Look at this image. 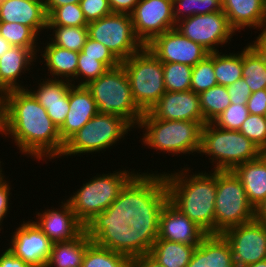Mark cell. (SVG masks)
<instances>
[{"label": "cell", "instance_id": "1", "mask_svg": "<svg viewBox=\"0 0 266 267\" xmlns=\"http://www.w3.org/2000/svg\"><path fill=\"white\" fill-rule=\"evenodd\" d=\"M3 115L5 138L11 136L22 154L38 160L61 158L65 143L59 128L28 88L4 93Z\"/></svg>", "mask_w": 266, "mask_h": 267}, {"label": "cell", "instance_id": "2", "mask_svg": "<svg viewBox=\"0 0 266 267\" xmlns=\"http://www.w3.org/2000/svg\"><path fill=\"white\" fill-rule=\"evenodd\" d=\"M189 169L184 167L171 174L163 172L169 202L207 234H214L216 171L189 175Z\"/></svg>", "mask_w": 266, "mask_h": 267}, {"label": "cell", "instance_id": "3", "mask_svg": "<svg viewBox=\"0 0 266 267\" xmlns=\"http://www.w3.org/2000/svg\"><path fill=\"white\" fill-rule=\"evenodd\" d=\"M137 173L103 212L120 216L129 224L134 216L160 215L169 201L164 173Z\"/></svg>", "mask_w": 266, "mask_h": 267}, {"label": "cell", "instance_id": "4", "mask_svg": "<svg viewBox=\"0 0 266 267\" xmlns=\"http://www.w3.org/2000/svg\"><path fill=\"white\" fill-rule=\"evenodd\" d=\"M202 122L183 120H159L145 112L136 127L144 128L142 142L164 153H200Z\"/></svg>", "mask_w": 266, "mask_h": 267}, {"label": "cell", "instance_id": "5", "mask_svg": "<svg viewBox=\"0 0 266 267\" xmlns=\"http://www.w3.org/2000/svg\"><path fill=\"white\" fill-rule=\"evenodd\" d=\"M211 157L215 171H233L242 163L258 158L263 152L238 130H226L213 122L202 127L200 154Z\"/></svg>", "mask_w": 266, "mask_h": 267}, {"label": "cell", "instance_id": "6", "mask_svg": "<svg viewBox=\"0 0 266 267\" xmlns=\"http://www.w3.org/2000/svg\"><path fill=\"white\" fill-rule=\"evenodd\" d=\"M85 86L96 102L98 113L122 117L133 127L138 125L144 113L134 102L127 73L121 64Z\"/></svg>", "mask_w": 266, "mask_h": 267}, {"label": "cell", "instance_id": "7", "mask_svg": "<svg viewBox=\"0 0 266 267\" xmlns=\"http://www.w3.org/2000/svg\"><path fill=\"white\" fill-rule=\"evenodd\" d=\"M138 172L117 170L113 173L96 175L67 199L78 219L86 225L97 214L105 211L119 196L124 186Z\"/></svg>", "mask_w": 266, "mask_h": 267}, {"label": "cell", "instance_id": "8", "mask_svg": "<svg viewBox=\"0 0 266 267\" xmlns=\"http://www.w3.org/2000/svg\"><path fill=\"white\" fill-rule=\"evenodd\" d=\"M121 65L127 73L134 102L143 113L149 112L166 92L163 63L144 46Z\"/></svg>", "mask_w": 266, "mask_h": 267}, {"label": "cell", "instance_id": "9", "mask_svg": "<svg viewBox=\"0 0 266 267\" xmlns=\"http://www.w3.org/2000/svg\"><path fill=\"white\" fill-rule=\"evenodd\" d=\"M255 219L244 186L233 171H216L214 234Z\"/></svg>", "mask_w": 266, "mask_h": 267}, {"label": "cell", "instance_id": "10", "mask_svg": "<svg viewBox=\"0 0 266 267\" xmlns=\"http://www.w3.org/2000/svg\"><path fill=\"white\" fill-rule=\"evenodd\" d=\"M133 128L122 117L97 113L65 143L61 157L108 149Z\"/></svg>", "mask_w": 266, "mask_h": 267}, {"label": "cell", "instance_id": "11", "mask_svg": "<svg viewBox=\"0 0 266 267\" xmlns=\"http://www.w3.org/2000/svg\"><path fill=\"white\" fill-rule=\"evenodd\" d=\"M87 29L89 38L102 43L120 62L144 47L134 33L131 14L112 13L88 23Z\"/></svg>", "mask_w": 266, "mask_h": 267}, {"label": "cell", "instance_id": "12", "mask_svg": "<svg viewBox=\"0 0 266 267\" xmlns=\"http://www.w3.org/2000/svg\"><path fill=\"white\" fill-rule=\"evenodd\" d=\"M175 28L186 38L202 45L210 53L219 52L217 45L222 46L228 40L231 41L236 32L230 26L223 11L181 19L176 23Z\"/></svg>", "mask_w": 266, "mask_h": 267}, {"label": "cell", "instance_id": "13", "mask_svg": "<svg viewBox=\"0 0 266 267\" xmlns=\"http://www.w3.org/2000/svg\"><path fill=\"white\" fill-rule=\"evenodd\" d=\"M85 231L96 245L134 258L133 226L124 218L102 212L85 225Z\"/></svg>", "mask_w": 266, "mask_h": 267}, {"label": "cell", "instance_id": "14", "mask_svg": "<svg viewBox=\"0 0 266 267\" xmlns=\"http://www.w3.org/2000/svg\"><path fill=\"white\" fill-rule=\"evenodd\" d=\"M236 267L266 259V225L256 219L225 230Z\"/></svg>", "mask_w": 266, "mask_h": 267}, {"label": "cell", "instance_id": "15", "mask_svg": "<svg viewBox=\"0 0 266 267\" xmlns=\"http://www.w3.org/2000/svg\"><path fill=\"white\" fill-rule=\"evenodd\" d=\"M131 18L134 33L144 46L176 26L172 0H139Z\"/></svg>", "mask_w": 266, "mask_h": 267}, {"label": "cell", "instance_id": "16", "mask_svg": "<svg viewBox=\"0 0 266 267\" xmlns=\"http://www.w3.org/2000/svg\"><path fill=\"white\" fill-rule=\"evenodd\" d=\"M162 63L195 66L209 55L202 45L191 41L176 28L154 37L146 46Z\"/></svg>", "mask_w": 266, "mask_h": 267}, {"label": "cell", "instance_id": "17", "mask_svg": "<svg viewBox=\"0 0 266 267\" xmlns=\"http://www.w3.org/2000/svg\"><path fill=\"white\" fill-rule=\"evenodd\" d=\"M10 243L8 249L31 267H45L53 246L33 220L23 221L13 232Z\"/></svg>", "mask_w": 266, "mask_h": 267}, {"label": "cell", "instance_id": "18", "mask_svg": "<svg viewBox=\"0 0 266 267\" xmlns=\"http://www.w3.org/2000/svg\"><path fill=\"white\" fill-rule=\"evenodd\" d=\"M60 209H46L37 213V227L53 242L71 241L85 231V225L78 219L69 202H61Z\"/></svg>", "mask_w": 266, "mask_h": 267}, {"label": "cell", "instance_id": "19", "mask_svg": "<svg viewBox=\"0 0 266 267\" xmlns=\"http://www.w3.org/2000/svg\"><path fill=\"white\" fill-rule=\"evenodd\" d=\"M149 113L159 120H183L205 124L199 94L192 90L184 92L166 91L150 109Z\"/></svg>", "mask_w": 266, "mask_h": 267}, {"label": "cell", "instance_id": "20", "mask_svg": "<svg viewBox=\"0 0 266 267\" xmlns=\"http://www.w3.org/2000/svg\"><path fill=\"white\" fill-rule=\"evenodd\" d=\"M207 235L202 228L169 201L165 204L160 214L157 239L199 245Z\"/></svg>", "mask_w": 266, "mask_h": 267}, {"label": "cell", "instance_id": "21", "mask_svg": "<svg viewBox=\"0 0 266 267\" xmlns=\"http://www.w3.org/2000/svg\"><path fill=\"white\" fill-rule=\"evenodd\" d=\"M67 80L62 79H43L40 81L38 89L29 91L37 99L51 118L53 123L60 128L70 110L69 106V90L72 86Z\"/></svg>", "mask_w": 266, "mask_h": 267}, {"label": "cell", "instance_id": "22", "mask_svg": "<svg viewBox=\"0 0 266 267\" xmlns=\"http://www.w3.org/2000/svg\"><path fill=\"white\" fill-rule=\"evenodd\" d=\"M69 106L66 119L59 128V134L64 143L98 113L96 102L86 86L73 84L70 87Z\"/></svg>", "mask_w": 266, "mask_h": 267}, {"label": "cell", "instance_id": "23", "mask_svg": "<svg viewBox=\"0 0 266 267\" xmlns=\"http://www.w3.org/2000/svg\"><path fill=\"white\" fill-rule=\"evenodd\" d=\"M0 22L20 23L39 35L41 29H47L45 5L34 0H2Z\"/></svg>", "mask_w": 266, "mask_h": 267}, {"label": "cell", "instance_id": "24", "mask_svg": "<svg viewBox=\"0 0 266 267\" xmlns=\"http://www.w3.org/2000/svg\"><path fill=\"white\" fill-rule=\"evenodd\" d=\"M37 51L40 50L13 46L0 58V92L5 93L13 89H25L21 83H18L19 76L31 69V63L36 61Z\"/></svg>", "mask_w": 266, "mask_h": 267}, {"label": "cell", "instance_id": "25", "mask_svg": "<svg viewBox=\"0 0 266 267\" xmlns=\"http://www.w3.org/2000/svg\"><path fill=\"white\" fill-rule=\"evenodd\" d=\"M187 267H236L229 242L222 234H208L193 251Z\"/></svg>", "mask_w": 266, "mask_h": 267}, {"label": "cell", "instance_id": "26", "mask_svg": "<svg viewBox=\"0 0 266 267\" xmlns=\"http://www.w3.org/2000/svg\"><path fill=\"white\" fill-rule=\"evenodd\" d=\"M222 11L235 31L240 32L245 27L262 30L266 20V0H222Z\"/></svg>", "mask_w": 266, "mask_h": 267}, {"label": "cell", "instance_id": "27", "mask_svg": "<svg viewBox=\"0 0 266 267\" xmlns=\"http://www.w3.org/2000/svg\"><path fill=\"white\" fill-rule=\"evenodd\" d=\"M233 172L242 182L248 202L255 209L266 197V153L242 163Z\"/></svg>", "mask_w": 266, "mask_h": 267}, {"label": "cell", "instance_id": "28", "mask_svg": "<svg viewBox=\"0 0 266 267\" xmlns=\"http://www.w3.org/2000/svg\"><path fill=\"white\" fill-rule=\"evenodd\" d=\"M43 48L44 53L40 56L44 58L46 62L44 65L47 66L48 73L54 76L53 79L57 77L63 80L64 78L69 82L76 80L79 52L67 50L51 42Z\"/></svg>", "mask_w": 266, "mask_h": 267}, {"label": "cell", "instance_id": "29", "mask_svg": "<svg viewBox=\"0 0 266 267\" xmlns=\"http://www.w3.org/2000/svg\"><path fill=\"white\" fill-rule=\"evenodd\" d=\"M91 243L86 231L71 241L53 243L45 267H82L86 248Z\"/></svg>", "mask_w": 266, "mask_h": 267}, {"label": "cell", "instance_id": "30", "mask_svg": "<svg viewBox=\"0 0 266 267\" xmlns=\"http://www.w3.org/2000/svg\"><path fill=\"white\" fill-rule=\"evenodd\" d=\"M196 246L157 239L149 254L164 267H187Z\"/></svg>", "mask_w": 266, "mask_h": 267}, {"label": "cell", "instance_id": "31", "mask_svg": "<svg viewBox=\"0 0 266 267\" xmlns=\"http://www.w3.org/2000/svg\"><path fill=\"white\" fill-rule=\"evenodd\" d=\"M160 215L134 216L129 220L133 226L134 257L149 254L158 238Z\"/></svg>", "mask_w": 266, "mask_h": 267}, {"label": "cell", "instance_id": "32", "mask_svg": "<svg viewBox=\"0 0 266 267\" xmlns=\"http://www.w3.org/2000/svg\"><path fill=\"white\" fill-rule=\"evenodd\" d=\"M242 77L252 93L266 89V62L250 44L243 49Z\"/></svg>", "mask_w": 266, "mask_h": 267}, {"label": "cell", "instance_id": "33", "mask_svg": "<svg viewBox=\"0 0 266 267\" xmlns=\"http://www.w3.org/2000/svg\"><path fill=\"white\" fill-rule=\"evenodd\" d=\"M221 54L214 52V73L218 85L228 86L243 78V50L237 54Z\"/></svg>", "mask_w": 266, "mask_h": 267}, {"label": "cell", "instance_id": "34", "mask_svg": "<svg viewBox=\"0 0 266 267\" xmlns=\"http://www.w3.org/2000/svg\"><path fill=\"white\" fill-rule=\"evenodd\" d=\"M200 106L206 123H212L231 104L226 86L216 85L199 94Z\"/></svg>", "mask_w": 266, "mask_h": 267}, {"label": "cell", "instance_id": "35", "mask_svg": "<svg viewBox=\"0 0 266 267\" xmlns=\"http://www.w3.org/2000/svg\"><path fill=\"white\" fill-rule=\"evenodd\" d=\"M82 267H131V259L92 242L86 248Z\"/></svg>", "mask_w": 266, "mask_h": 267}, {"label": "cell", "instance_id": "36", "mask_svg": "<svg viewBox=\"0 0 266 267\" xmlns=\"http://www.w3.org/2000/svg\"><path fill=\"white\" fill-rule=\"evenodd\" d=\"M53 29L51 43L70 51L81 52L88 39L87 27L47 26Z\"/></svg>", "mask_w": 266, "mask_h": 267}, {"label": "cell", "instance_id": "37", "mask_svg": "<svg viewBox=\"0 0 266 267\" xmlns=\"http://www.w3.org/2000/svg\"><path fill=\"white\" fill-rule=\"evenodd\" d=\"M172 9L177 23L193 15L222 11V0H172Z\"/></svg>", "mask_w": 266, "mask_h": 267}, {"label": "cell", "instance_id": "38", "mask_svg": "<svg viewBox=\"0 0 266 267\" xmlns=\"http://www.w3.org/2000/svg\"><path fill=\"white\" fill-rule=\"evenodd\" d=\"M166 91L184 92L191 90L192 66L180 63H163Z\"/></svg>", "mask_w": 266, "mask_h": 267}, {"label": "cell", "instance_id": "39", "mask_svg": "<svg viewBox=\"0 0 266 267\" xmlns=\"http://www.w3.org/2000/svg\"><path fill=\"white\" fill-rule=\"evenodd\" d=\"M80 4H66L47 14V26L87 27Z\"/></svg>", "mask_w": 266, "mask_h": 267}, {"label": "cell", "instance_id": "40", "mask_svg": "<svg viewBox=\"0 0 266 267\" xmlns=\"http://www.w3.org/2000/svg\"><path fill=\"white\" fill-rule=\"evenodd\" d=\"M0 35L14 47L37 48L39 44L38 34L20 23L0 22Z\"/></svg>", "mask_w": 266, "mask_h": 267}, {"label": "cell", "instance_id": "41", "mask_svg": "<svg viewBox=\"0 0 266 267\" xmlns=\"http://www.w3.org/2000/svg\"><path fill=\"white\" fill-rule=\"evenodd\" d=\"M217 80L214 73V52L192 67L191 90L200 94L216 86Z\"/></svg>", "mask_w": 266, "mask_h": 267}, {"label": "cell", "instance_id": "42", "mask_svg": "<svg viewBox=\"0 0 266 267\" xmlns=\"http://www.w3.org/2000/svg\"><path fill=\"white\" fill-rule=\"evenodd\" d=\"M238 131L256 144L263 153H266L265 116L249 113Z\"/></svg>", "mask_w": 266, "mask_h": 267}, {"label": "cell", "instance_id": "43", "mask_svg": "<svg viewBox=\"0 0 266 267\" xmlns=\"http://www.w3.org/2000/svg\"><path fill=\"white\" fill-rule=\"evenodd\" d=\"M108 68L101 62L92 57H84V53L81 51L78 55V66L76 79L80 82L79 78H82L78 86H85L89 82L98 79L102 74H104Z\"/></svg>", "mask_w": 266, "mask_h": 267}, {"label": "cell", "instance_id": "44", "mask_svg": "<svg viewBox=\"0 0 266 267\" xmlns=\"http://www.w3.org/2000/svg\"><path fill=\"white\" fill-rule=\"evenodd\" d=\"M248 115L247 105L230 104L213 123L222 129L239 130Z\"/></svg>", "mask_w": 266, "mask_h": 267}, {"label": "cell", "instance_id": "45", "mask_svg": "<svg viewBox=\"0 0 266 267\" xmlns=\"http://www.w3.org/2000/svg\"><path fill=\"white\" fill-rule=\"evenodd\" d=\"M84 57L96 58L101 61L108 69L118 67L121 62L105 47L102 43L88 37L82 48Z\"/></svg>", "mask_w": 266, "mask_h": 267}, {"label": "cell", "instance_id": "46", "mask_svg": "<svg viewBox=\"0 0 266 267\" xmlns=\"http://www.w3.org/2000/svg\"><path fill=\"white\" fill-rule=\"evenodd\" d=\"M79 4L87 23L113 13L108 0H80Z\"/></svg>", "mask_w": 266, "mask_h": 267}, {"label": "cell", "instance_id": "47", "mask_svg": "<svg viewBox=\"0 0 266 267\" xmlns=\"http://www.w3.org/2000/svg\"><path fill=\"white\" fill-rule=\"evenodd\" d=\"M228 94L230 95L231 104L246 105L248 98L252 92L243 78L236 81L234 84L226 86Z\"/></svg>", "mask_w": 266, "mask_h": 267}, {"label": "cell", "instance_id": "48", "mask_svg": "<svg viewBox=\"0 0 266 267\" xmlns=\"http://www.w3.org/2000/svg\"><path fill=\"white\" fill-rule=\"evenodd\" d=\"M247 109L250 114L266 115V89L251 94L247 101Z\"/></svg>", "mask_w": 266, "mask_h": 267}, {"label": "cell", "instance_id": "49", "mask_svg": "<svg viewBox=\"0 0 266 267\" xmlns=\"http://www.w3.org/2000/svg\"><path fill=\"white\" fill-rule=\"evenodd\" d=\"M10 183L4 179V174L0 176V226L3 222V218L6 217L7 212H9V196H10ZM1 230V228H0Z\"/></svg>", "mask_w": 266, "mask_h": 267}, {"label": "cell", "instance_id": "50", "mask_svg": "<svg viewBox=\"0 0 266 267\" xmlns=\"http://www.w3.org/2000/svg\"><path fill=\"white\" fill-rule=\"evenodd\" d=\"M113 13L131 14L139 0H108Z\"/></svg>", "mask_w": 266, "mask_h": 267}, {"label": "cell", "instance_id": "51", "mask_svg": "<svg viewBox=\"0 0 266 267\" xmlns=\"http://www.w3.org/2000/svg\"><path fill=\"white\" fill-rule=\"evenodd\" d=\"M0 267H31L15 256L8 248L0 255Z\"/></svg>", "mask_w": 266, "mask_h": 267}, {"label": "cell", "instance_id": "52", "mask_svg": "<svg viewBox=\"0 0 266 267\" xmlns=\"http://www.w3.org/2000/svg\"><path fill=\"white\" fill-rule=\"evenodd\" d=\"M131 267H164L150 254L139 255L131 259Z\"/></svg>", "mask_w": 266, "mask_h": 267}, {"label": "cell", "instance_id": "53", "mask_svg": "<svg viewBox=\"0 0 266 267\" xmlns=\"http://www.w3.org/2000/svg\"><path fill=\"white\" fill-rule=\"evenodd\" d=\"M261 34L257 37L253 43H249L257 53L265 60L266 62V31L261 30Z\"/></svg>", "mask_w": 266, "mask_h": 267}, {"label": "cell", "instance_id": "54", "mask_svg": "<svg viewBox=\"0 0 266 267\" xmlns=\"http://www.w3.org/2000/svg\"><path fill=\"white\" fill-rule=\"evenodd\" d=\"M80 3V0H46L45 9L48 14L52 9L66 5V4Z\"/></svg>", "mask_w": 266, "mask_h": 267}, {"label": "cell", "instance_id": "55", "mask_svg": "<svg viewBox=\"0 0 266 267\" xmlns=\"http://www.w3.org/2000/svg\"><path fill=\"white\" fill-rule=\"evenodd\" d=\"M255 219L266 225V197L265 199L255 208Z\"/></svg>", "mask_w": 266, "mask_h": 267}, {"label": "cell", "instance_id": "56", "mask_svg": "<svg viewBox=\"0 0 266 267\" xmlns=\"http://www.w3.org/2000/svg\"><path fill=\"white\" fill-rule=\"evenodd\" d=\"M4 93L0 92V134L4 135Z\"/></svg>", "mask_w": 266, "mask_h": 267}, {"label": "cell", "instance_id": "57", "mask_svg": "<svg viewBox=\"0 0 266 267\" xmlns=\"http://www.w3.org/2000/svg\"><path fill=\"white\" fill-rule=\"evenodd\" d=\"M13 46L2 36L0 35V58L9 51Z\"/></svg>", "mask_w": 266, "mask_h": 267}, {"label": "cell", "instance_id": "58", "mask_svg": "<svg viewBox=\"0 0 266 267\" xmlns=\"http://www.w3.org/2000/svg\"><path fill=\"white\" fill-rule=\"evenodd\" d=\"M243 267H266V259L258 261L256 263L253 264H249Z\"/></svg>", "mask_w": 266, "mask_h": 267}, {"label": "cell", "instance_id": "59", "mask_svg": "<svg viewBox=\"0 0 266 267\" xmlns=\"http://www.w3.org/2000/svg\"><path fill=\"white\" fill-rule=\"evenodd\" d=\"M34 1L40 2V3L44 4V5L46 3V0H34Z\"/></svg>", "mask_w": 266, "mask_h": 267}, {"label": "cell", "instance_id": "60", "mask_svg": "<svg viewBox=\"0 0 266 267\" xmlns=\"http://www.w3.org/2000/svg\"><path fill=\"white\" fill-rule=\"evenodd\" d=\"M262 30L266 31V20H265V24Z\"/></svg>", "mask_w": 266, "mask_h": 267}, {"label": "cell", "instance_id": "61", "mask_svg": "<svg viewBox=\"0 0 266 267\" xmlns=\"http://www.w3.org/2000/svg\"><path fill=\"white\" fill-rule=\"evenodd\" d=\"M1 163V161H0ZM2 175V168H1V164H0V176Z\"/></svg>", "mask_w": 266, "mask_h": 267}]
</instances>
